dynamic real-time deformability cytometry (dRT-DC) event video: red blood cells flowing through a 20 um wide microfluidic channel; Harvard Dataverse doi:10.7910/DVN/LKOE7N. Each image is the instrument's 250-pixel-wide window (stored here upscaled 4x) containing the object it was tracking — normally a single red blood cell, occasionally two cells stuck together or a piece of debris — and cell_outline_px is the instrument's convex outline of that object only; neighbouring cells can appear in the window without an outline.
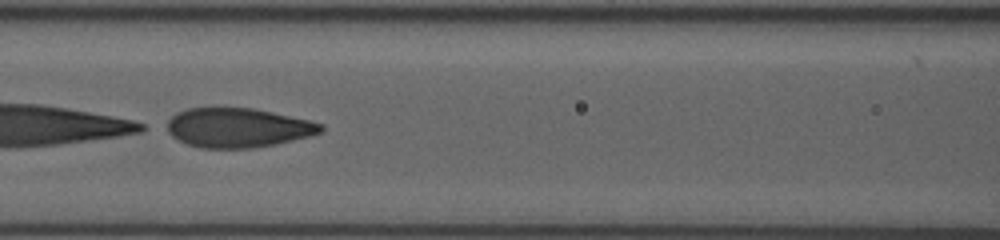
{"species": "human", "species_latin": "Homo sapiens", "temperature_condition": "room temperature", "stored_images_in_passage": 37, "camera_frame_rate_fps": 3000, "um_per_image_px": 0.085, "donor": {"sex": "female"}, "frame": {"image": 1, "passage_image": 9, "time_ms": 2.667, "image_size_px": [1000, 240], "cell_outline_px": [[324, 128], [320, 132], [308, 136], [276, 144], [252, 148], [200, 148], [188, 144], [172, 136], [160, 128], [176, 112], [188, 108], [252, 108], [272, 112], [308, 120], [324, 124]], "centroid_in_image_um": [20.14, 10.85], "position_along_channel_um": 146.5, "area_um2": 35.43}}
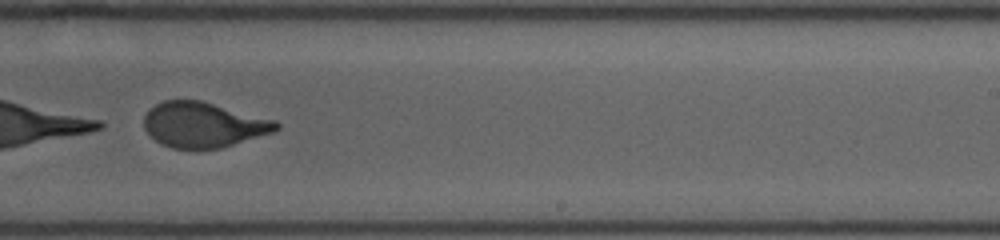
{"frame": {"image": 2, "passage_image": 19, "time_ms": 6.0, "image_size_px": [1000, 240], "cell_outline_px": [[280, 128], [272, 132], [220, 148], [172, 148], [160, 144], [144, 128], [144, 116], [156, 104], [164, 100], [200, 100], [276, 120], [280, 124]], "centroid_in_image_um": [17.29, 10.6], "position_along_channel_um": 271.7, "area_um2": 34.45}}
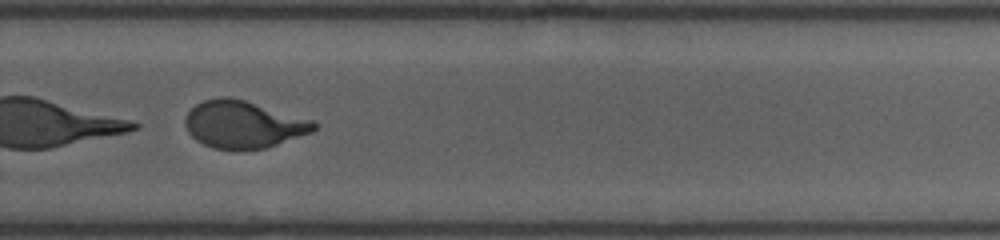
{"frame": {"image": 3, "passage_image": 22, "time_ms": 7.0, "image_size_px": [1000, 240], "cell_outline_px": [[320, 124], [312, 132], [264, 148], [240, 152], [212, 148], [196, 140], [188, 132], [184, 124], [184, 120], [188, 112], [196, 104], [204, 100], [220, 96], [228, 96], [244, 100], [312, 120]], "centroid_in_image_um": [20.65, 10.6], "position_along_channel_um": 309.1, "area_um2": 35.72}, "authors_computed_cell_mechanics": {"area_um2": 36.2984, "velocity_mm_per_s": 3.7549, "shape_relaxation_time_tau1_ms": 1.9091, "shape_relaxation_time_tau2_ms": 1.1089, "deformation_change_tau1": 0.3754, "deformation_change_tau2": 0.0741}}